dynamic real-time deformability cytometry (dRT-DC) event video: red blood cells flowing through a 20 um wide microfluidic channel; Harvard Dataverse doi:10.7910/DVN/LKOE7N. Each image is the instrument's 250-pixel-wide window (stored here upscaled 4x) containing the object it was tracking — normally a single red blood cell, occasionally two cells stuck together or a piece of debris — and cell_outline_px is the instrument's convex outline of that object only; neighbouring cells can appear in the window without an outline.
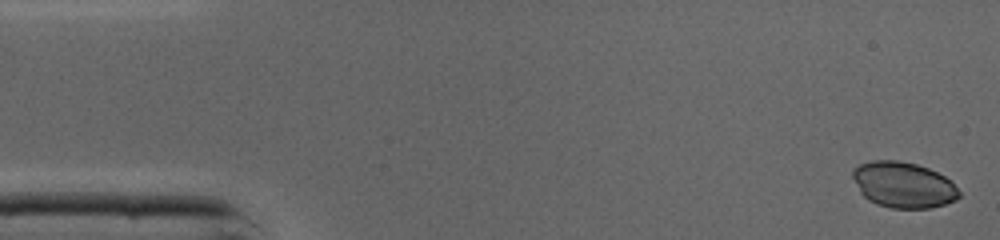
{"species": "common noctule bat (a hibernating species)", "species_latin": "Nyctalus noctula", "temperature_condition": "cold", "stored_images_in_passage": 45, "camera_frame_rate_fps": 3000, "um_per_image_px": 0.085, "animal": {"sex": "male", "body_mass_g": 19.0, "forearm_length_mm": 50.8}, "frame": {"image": 1, "passage_image": 1, "time_ms": 0.0, "image_size_px": [1000, 240], "cell_outline_px": [[960, 196], [956, 200], [944, 204], [928, 208], [892, 208], [876, 204], [868, 200], [860, 192], [852, 176], [852, 168], [860, 164], [872, 160], [896, 160], [916, 164], [928, 168], [944, 176], [960, 192]], "centroid_in_image_um": [76.75, 15.71], "position_along_channel_um": 8.3, "area_um2": 28.26}}
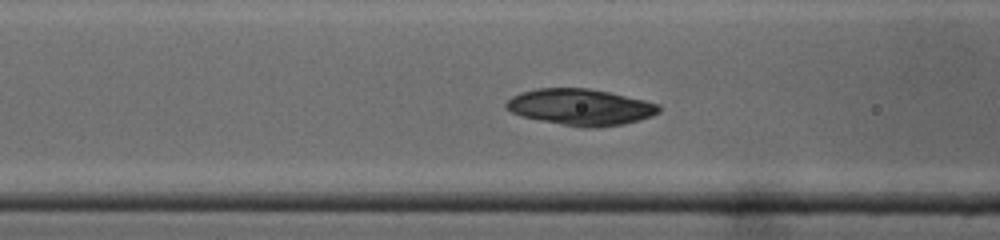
{"frame": {"image": 2, "passage_image": 17, "time_ms": 5.333, "image_size_px": [1000, 240], "cell_outline_px": [[660, 112], [652, 116], [640, 120], [624, 124], [596, 128], [584, 128], [524, 116], [512, 112], [504, 108], [504, 104], [512, 96], [520, 92], [536, 88], [588, 88], [608, 92], [644, 100], [660, 104]], "centroid_in_image_um": [49.36, 9.09], "position_along_channel_um": 117.2, "area_um2": 32.19}}
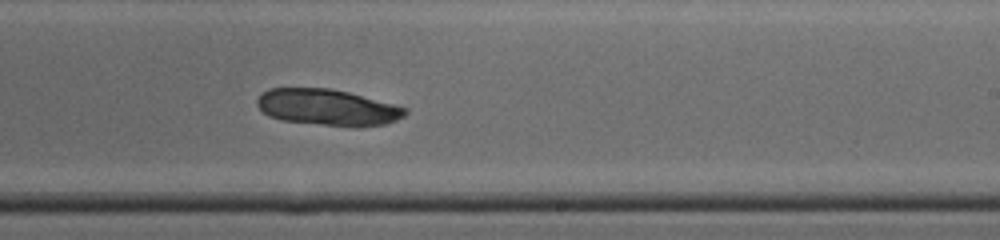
{"frame": {"image": 3, "passage_image": 27, "time_ms": 8.667, "image_size_px": [1000, 240], "cell_outline_px": [[408, 112], [404, 116], [396, 120], [384, 124], [360, 128], [352, 128], [280, 120], [268, 116], [256, 104], [256, 100], [268, 88], [328, 88], [348, 92], [408, 108]], "centroid_in_image_um": [27.86, 9.15], "position_along_channel_um": 261.1, "area_um2": 31.56}}